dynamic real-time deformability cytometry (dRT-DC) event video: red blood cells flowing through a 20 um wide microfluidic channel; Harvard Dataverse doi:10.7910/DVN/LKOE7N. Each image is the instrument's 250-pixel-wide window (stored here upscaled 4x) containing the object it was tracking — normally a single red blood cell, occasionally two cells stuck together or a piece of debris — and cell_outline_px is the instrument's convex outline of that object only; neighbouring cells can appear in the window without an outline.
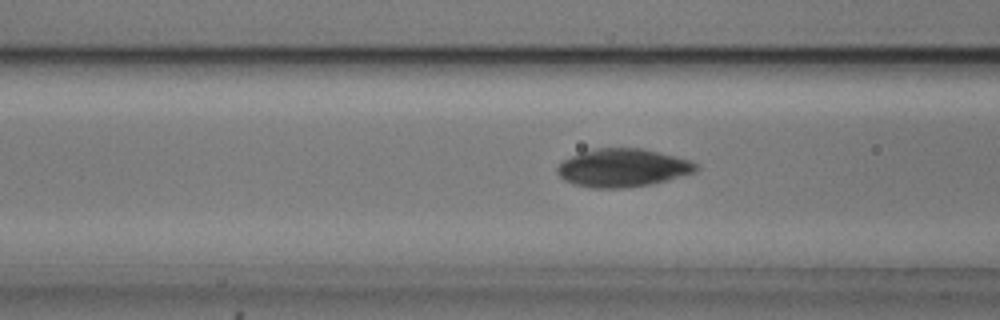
{"species": "common noctule bat (a hibernating species)", "species_latin": "Nyctalus noctula", "temperature_condition": "cold", "stored_images_in_passage": 29, "camera_frame_rate_fps": 3000, "um_per_image_px": 0.085, "animal": {"sex": "male", "body_mass_g": 20.5, "forearm_length_mm": 52.5}, "frame": {"image": 1, "passage_image": 9, "time_ms": 2.667, "image_size_px": [1000, 320], "cell_outline_px": [[700, 168], [696, 172], [648, 184], [620, 188], [592, 188], [572, 184], [564, 180], [556, 172], [556, 168], [564, 160], [580, 152], [592, 148], [644, 148], [692, 160]], "centroid_in_image_um": [52.92, 14.25], "position_along_channel_um": 113.7, "area_um2": 30.87}}
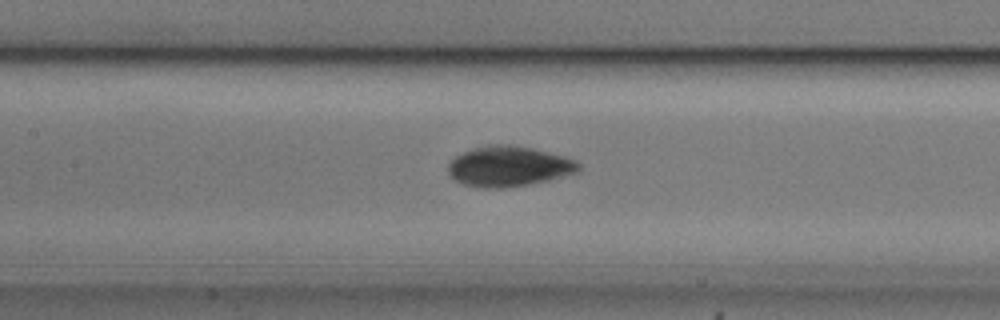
{"frame": {"image": 2, "passage_image": 13, "time_ms": 4.0, "image_size_px": [1000, 320], "cell_outline_px": [[580, 168], [576, 172], [548, 180], [528, 184], [504, 188], [484, 188], [464, 184], [456, 180], [448, 172], [448, 164], [456, 156], [464, 152], [488, 144], [508, 144], [532, 148], [564, 156], [576, 160], [580, 164]], "centroid_in_image_um": [43.25, 14.13], "position_along_channel_um": 164.2, "area_um2": 30.35}}